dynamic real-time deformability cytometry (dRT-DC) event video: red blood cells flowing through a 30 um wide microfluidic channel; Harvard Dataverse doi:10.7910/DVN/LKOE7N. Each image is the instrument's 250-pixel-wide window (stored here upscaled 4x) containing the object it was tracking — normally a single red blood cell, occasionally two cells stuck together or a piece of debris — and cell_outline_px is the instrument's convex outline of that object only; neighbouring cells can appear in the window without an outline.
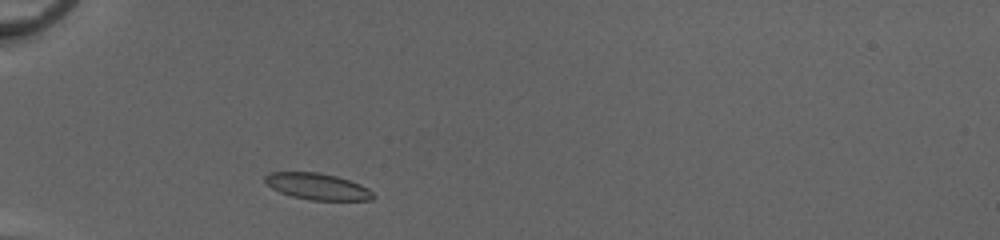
{"species": "common noctule bat (a hibernating species)", "species_latin": "Nyctalus noctula", "temperature_condition": "cold", "stored_images_in_passage": 31, "camera_frame_rate_fps": 3000, "um_per_image_px": 0.085, "animal": {"sex": "female", "body_mass_g": 20.0, "forearm_length_mm": 54.0}, "frame": {"image": 1, "passage_image": 2, "time_ms": 0.333, "image_size_px": [1000, 240], "cell_outline_px": [[376, 196], [372, 200], [308, 200], [292, 196], [280, 192], [272, 188], [264, 180], [264, 176], [272, 172], [316, 172], [336, 176], [360, 184], [368, 188]], "centroid_in_image_um": [26.99, 15.85], "position_along_channel_um": 58.0, "area_um2": 16.59}}
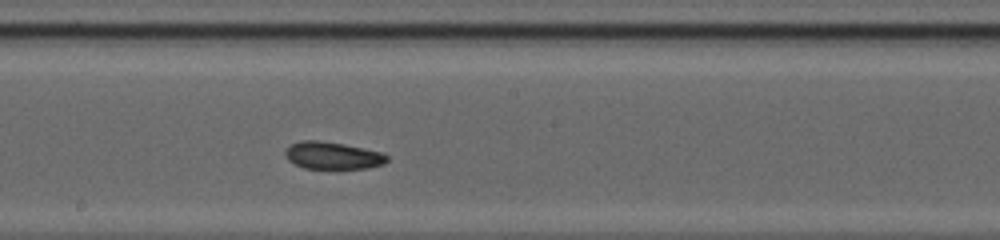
{"frame": {"image": 2, "passage_image": 15, "time_ms": 4.667, "image_size_px": [1000, 240], "cell_outline_px": [[388, 160], [384, 164], [368, 168], [304, 168], [288, 160], [284, 152], [292, 144], [300, 140], [320, 140], [344, 144], [380, 152], [388, 156]], "centroid_in_image_um": [28.28, 13.21], "position_along_channel_um": 219.9, "area_um2": 16.01}}
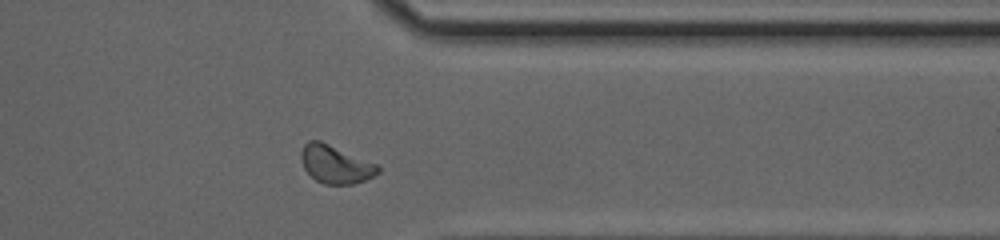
{"frame": {"image": 3, "passage_image": 27, "time_ms": 8.667, "image_size_px": [1000, 240], "cell_outline_px": [[380, 172], [364, 180], [352, 184], [324, 184], [316, 180], [304, 168], [300, 160], [300, 152], [304, 144], [308, 140], [320, 140], [376, 164], [380, 168]], "centroid_in_image_um": [28.47, 13.95], "position_along_channel_um": 382.9, "area_um2": 16.88}, "authors_computed_cell_mechanics": {"area_um2": 16.2996, "velocity_mm_per_s": 4.1286, "shape_relaxation_time_tau1_ms": 8.0683, "shape_relaxation_time_tau2_ms": 0.055, "deformation_change_tau1": 0.1763, "deformation_change_tau2": 0.0345}}